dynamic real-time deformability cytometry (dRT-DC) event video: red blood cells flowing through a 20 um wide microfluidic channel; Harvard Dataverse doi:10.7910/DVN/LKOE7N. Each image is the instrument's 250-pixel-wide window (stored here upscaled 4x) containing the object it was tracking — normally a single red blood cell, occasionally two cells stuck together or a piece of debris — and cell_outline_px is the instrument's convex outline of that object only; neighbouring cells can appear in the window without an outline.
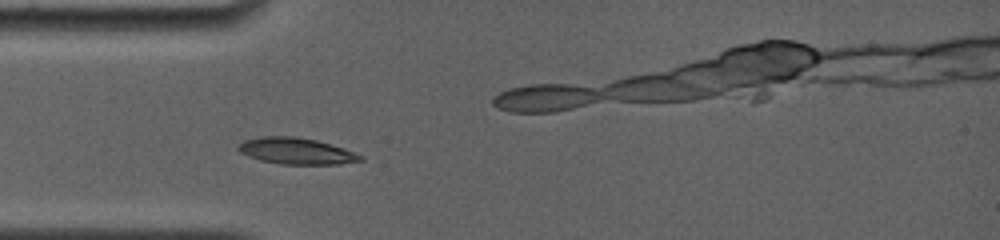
{"species": "common noctule bat (a hibernating species)", "species_latin": "Nyctalus noctula", "temperature_condition": "room temperature", "stored_images_in_passage": 8, "camera_frame_rate_fps": 4000, "um_per_image_px": 0.085, "animal": {"sex": "female", "body_mass_g": 19.0, "forearm_length_mm": 56.7}, "frame": {"image": 1, "passage_image": 6, "time_ms": 1.75, "image_size_px": [1000, 240], "cell_outline_px": [[364, 160], [340, 164], [280, 164], [260, 160], [248, 156], [240, 152], [236, 148], [244, 140], [260, 136], [296, 136], [316, 140], [344, 148], [364, 156]], "centroid_in_image_um": [25.18, 12.83], "position_along_channel_um": 59.8, "area_um2": 18.84}}